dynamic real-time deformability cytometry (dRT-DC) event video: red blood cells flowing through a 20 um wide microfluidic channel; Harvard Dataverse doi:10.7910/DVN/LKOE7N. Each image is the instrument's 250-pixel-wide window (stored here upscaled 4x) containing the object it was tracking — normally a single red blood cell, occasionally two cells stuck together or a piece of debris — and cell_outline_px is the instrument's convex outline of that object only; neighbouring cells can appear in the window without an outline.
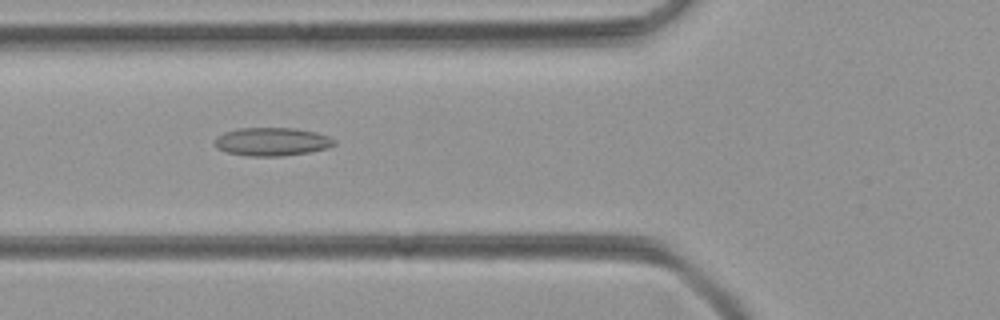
{"species": "common noctule bat (a hibernating species)", "species_latin": "Nyctalus noctula", "temperature_condition": "room temperature", "stored_images_in_passage": 43, "camera_frame_rate_fps": 3000, "um_per_image_px": 0.085, "animal": {"sex": "female", "body_mass_g": 21.9}, "frame": {"image": 1, "passage_image": 12, "time_ms": 3.667, "image_size_px": [1000, 320], "cell_outline_px": [[336, 144], [328, 148], [308, 152], [284, 156], [248, 156], [224, 152], [216, 148], [216, 136], [224, 132], [240, 128], [296, 128], [316, 132], [328, 136], [336, 140]], "centroid_in_image_um": [23.12, 12.04], "position_along_channel_um": 102.7, "area_um2": 19.83}}
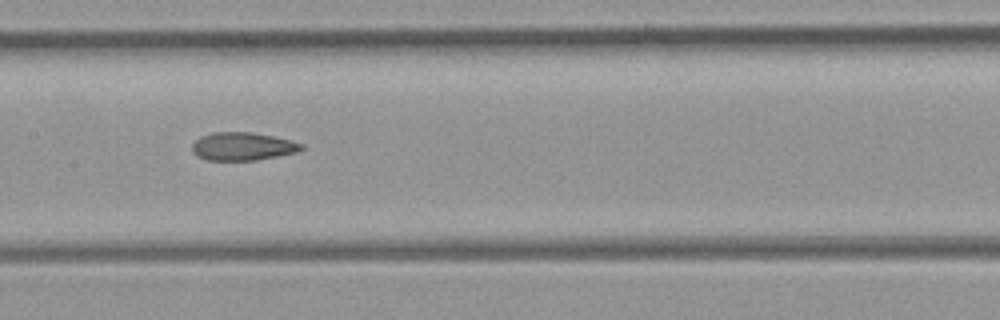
{"frame": {"image": 2, "passage_image": 18, "time_ms": 5.667, "image_size_px": [1000, 320], "cell_outline_px": [[304, 148], [296, 152], [256, 160], [208, 160], [196, 156], [192, 152], [192, 144], [200, 136], [212, 132], [252, 132], [292, 140], [304, 144]], "centroid_in_image_um": [20.61, 12.43], "position_along_channel_um": 186.8, "area_um2": 17.92}}
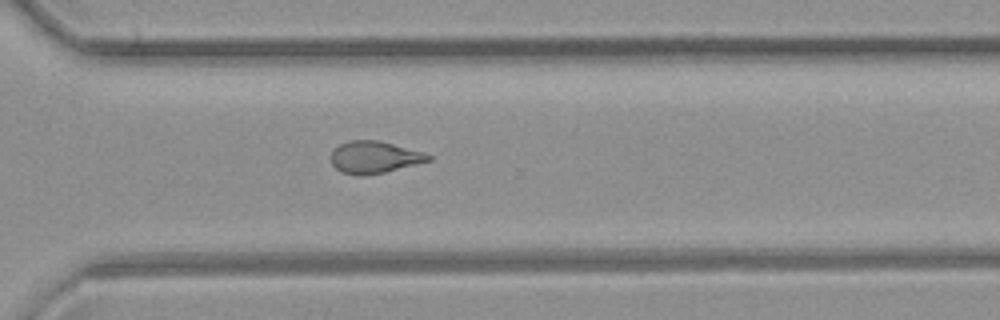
{"frame": {"image": 3, "passage_image": 29, "time_ms": 9.333, "image_size_px": [1000, 320], "cell_outline_px": [[432, 160], [384, 172], [364, 176], [356, 176], [344, 172], [336, 168], [332, 164], [332, 148], [348, 140], [376, 140], [424, 152], [432, 156]], "centroid_in_image_um": [31.8, 13.36], "position_along_channel_um": 338.8, "area_um2": 18.09}}